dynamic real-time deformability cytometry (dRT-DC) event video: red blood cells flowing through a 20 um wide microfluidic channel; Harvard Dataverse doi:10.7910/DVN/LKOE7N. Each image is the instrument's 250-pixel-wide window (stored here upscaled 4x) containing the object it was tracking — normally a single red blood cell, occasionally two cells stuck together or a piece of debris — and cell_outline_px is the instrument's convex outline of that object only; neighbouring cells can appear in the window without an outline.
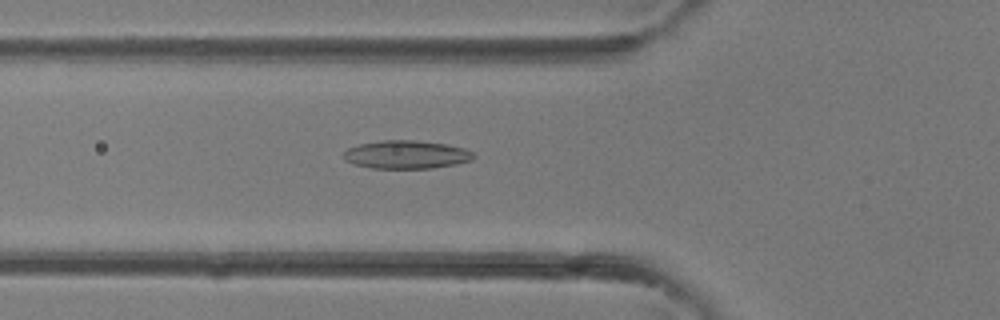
{"species": "common noctule bat (a hibernating species)", "species_latin": "Nyctalus noctula", "temperature_condition": "room temperature", "stored_images_in_passage": 39, "camera_frame_rate_fps": 3000, "um_per_image_px": 0.085, "animal": {"sex": "female"}, "frame": {"image": 1, "passage_image": 14, "time_ms": 4.333, "image_size_px": [1000, 320], "cell_outline_px": [[476, 156], [472, 160], [456, 164], [432, 168], [372, 168], [352, 164], [344, 160], [344, 152], [348, 148], [360, 144], [380, 140], [416, 140], [448, 144], [464, 148], [472, 152]], "centroid_in_image_um": [34.54, 13.13], "position_along_channel_um": 91.3, "area_um2": 21.5}}
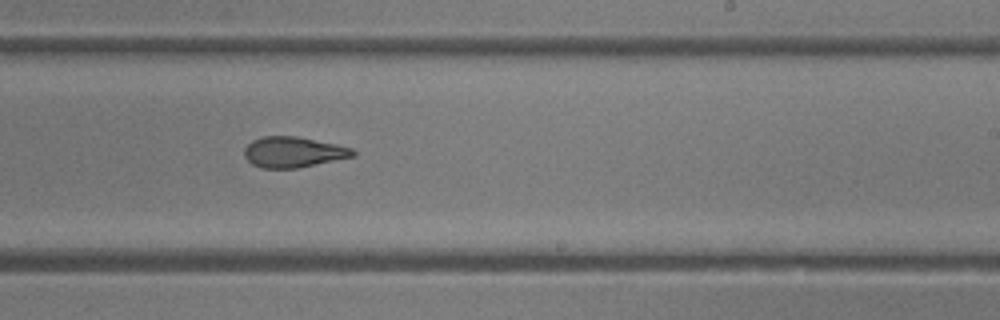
{"frame": {"image": 2, "passage_image": 24, "time_ms": 7.667, "image_size_px": [1000, 320], "cell_outline_px": [[356, 156], [296, 168], [260, 168], [252, 164], [244, 156], [244, 148], [252, 140], [264, 136], [296, 136], [336, 144], [352, 148], [356, 152]], "centroid_in_image_um": [24.92, 12.93], "position_along_channel_um": 264.1, "area_um2": 19.36}}
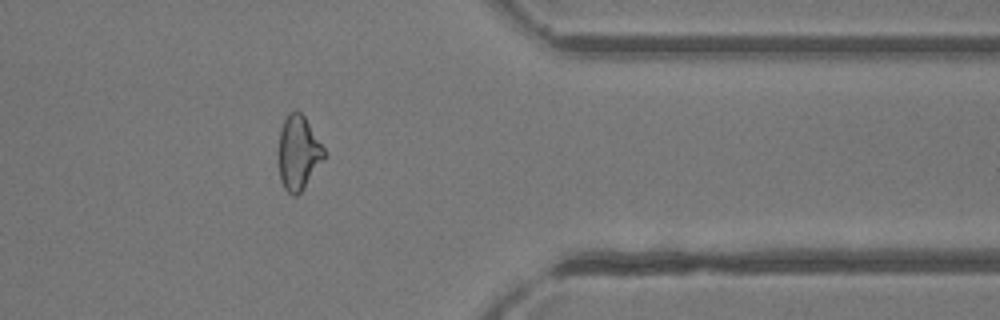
{"frame": {"image": 3, "passage_image": 32, "time_ms": 10.333, "image_size_px": [1000, 320], "cell_outline_px": [[324, 160], [304, 188], [296, 196], [292, 196], [284, 188], [280, 180], [276, 152], [280, 128], [288, 112], [296, 108], [304, 116], [324, 148]], "centroid_in_image_um": [25.31, 12.98], "position_along_channel_um": 386.1, "area_um2": 20.23}}